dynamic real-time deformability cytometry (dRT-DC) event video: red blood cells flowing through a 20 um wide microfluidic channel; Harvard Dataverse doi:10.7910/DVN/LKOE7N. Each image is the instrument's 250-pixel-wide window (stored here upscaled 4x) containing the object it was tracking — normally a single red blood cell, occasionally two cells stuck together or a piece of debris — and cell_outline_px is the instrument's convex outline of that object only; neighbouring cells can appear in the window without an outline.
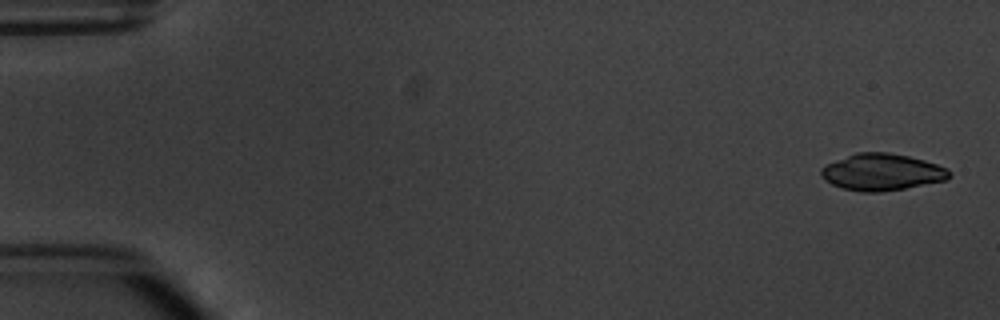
{"species": "common noctule bat (a hibernating species)", "species_latin": "Nyctalus noctula", "temperature_condition": "warm", "stored_images_in_passage": 4, "camera_frame_rate_fps": 3000, "um_per_image_px": 0.085, "animal": {"sex": "male", "body_mass_g": 20.1, "forearm_length_mm": 53.5}, "frame": {"image": 1, "passage_image": 1, "time_ms": 0.0, "image_size_px": [1000, 320], "cell_outline_px": [[952, 176], [948, 180], [904, 188], [880, 192], [860, 192], [844, 188], [832, 184], [820, 176], [820, 168], [836, 160], [856, 152], [888, 152], [908, 156], [924, 160], [948, 168]], "centroid_in_image_um": [74.98, 14.63], "position_along_channel_um": 10.0, "area_um2": 27.46}}